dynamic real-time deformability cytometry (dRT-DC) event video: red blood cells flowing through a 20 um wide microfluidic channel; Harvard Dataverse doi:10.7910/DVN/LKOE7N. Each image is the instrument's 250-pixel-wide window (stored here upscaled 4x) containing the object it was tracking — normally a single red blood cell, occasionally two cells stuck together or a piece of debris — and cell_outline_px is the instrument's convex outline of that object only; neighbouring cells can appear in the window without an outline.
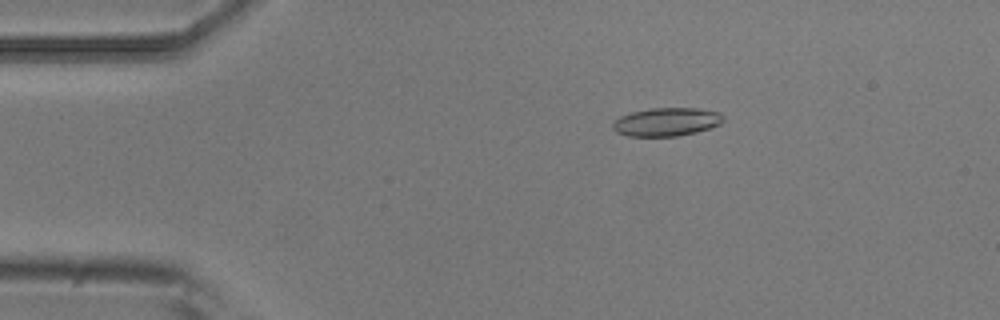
{"species": "common noctule bat (a hibernating species)", "species_latin": "Nyctalus noctula", "temperature_condition": "room temperature", "stored_images_in_passage": 6, "camera_frame_rate_fps": 3000, "um_per_image_px": 0.085, "animal": {"sex": "male", "body_mass_g": 20.5, "forearm_length_mm": 52.5}, "frame": {"image": 1, "passage_image": 3, "time_ms": 0.667, "image_size_px": [1000, 320], "cell_outline_px": [[724, 120], [720, 124], [696, 132], [680, 136], [628, 136], [616, 132], [612, 128], [612, 124], [620, 116], [632, 112], [648, 108], [700, 108], [720, 112], [724, 116]], "centroid_in_image_um": [56.67, 10.35], "position_along_channel_um": 28.3, "area_um2": 18.38}}
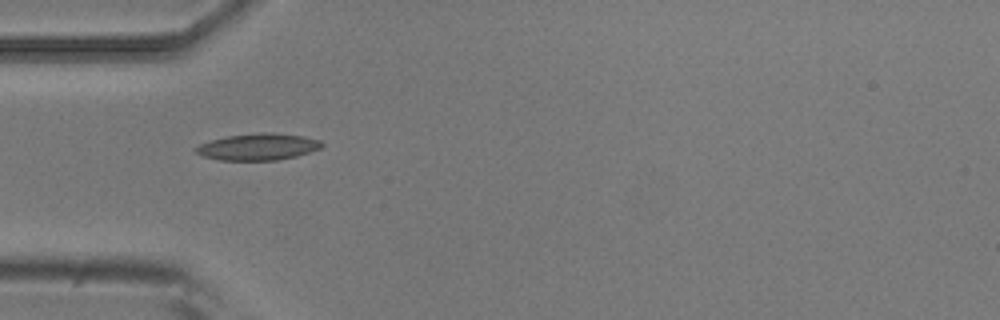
{"frame": {"image": 2, "passage_image": 5, "time_ms": 1.333, "image_size_px": [1000, 320], "cell_outline_px": [[324, 144], [320, 148], [296, 156], [276, 160], [220, 160], [204, 156], [196, 152], [192, 148], [200, 144], [212, 140], [228, 136], [260, 132], [272, 132], [304, 136], [320, 140]], "centroid_in_image_um": [21.94, 12.47], "position_along_channel_um": 63.1, "area_um2": 19.48}}
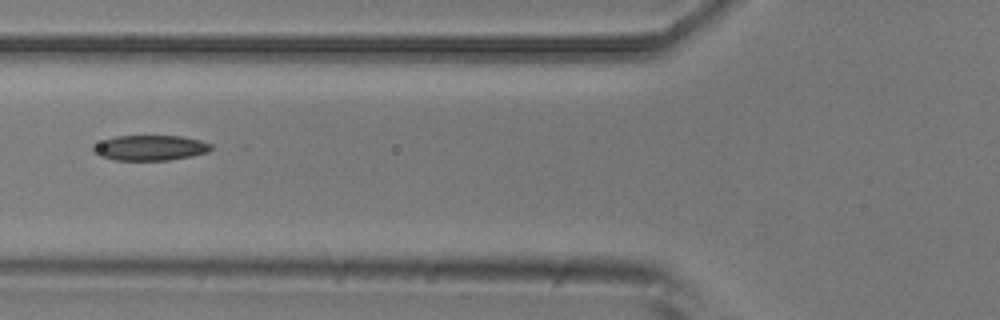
{"frame": {"image": 3, "passage_image": 6, "time_ms": 1.667, "image_size_px": [1000, 320], "cell_outline_px": [[212, 148], [208, 152], [192, 156], [168, 160], [116, 160], [100, 156], [92, 152], [92, 144], [116, 136], [180, 136], [200, 140], [212, 144]], "centroid_in_image_um": [12.75, 12.56], "position_along_channel_um": 113.1, "area_um2": 17.4}}